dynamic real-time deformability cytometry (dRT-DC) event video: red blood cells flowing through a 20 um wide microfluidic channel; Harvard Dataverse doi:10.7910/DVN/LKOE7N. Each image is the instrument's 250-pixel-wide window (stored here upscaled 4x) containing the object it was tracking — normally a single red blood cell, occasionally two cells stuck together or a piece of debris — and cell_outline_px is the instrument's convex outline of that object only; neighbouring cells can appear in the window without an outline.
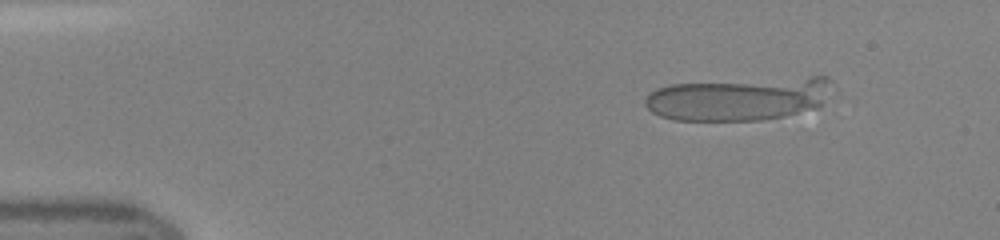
{"species": "human", "species_latin": "Homo sapiens", "temperature_condition": "room temperature", "stored_images_in_passage": 17, "camera_frame_rate_fps": 3000, "um_per_image_px": 0.085, "donor": {"sex": "female"}, "frame": {"image": 1, "passage_image": 6, "time_ms": 1.667, "image_size_px": [1000, 240], "cell_outline_px": [[836, 92], [820, 108], [784, 116], [764, 120], [672, 120], [660, 116], [652, 112], [644, 104], [644, 96], [656, 88], [672, 84], [812, 76], [828, 76], [832, 80], [836, 88]], "centroid_in_image_um": [62.95, 8.39], "position_along_channel_um": 22.1, "area_um2": 48.26}}
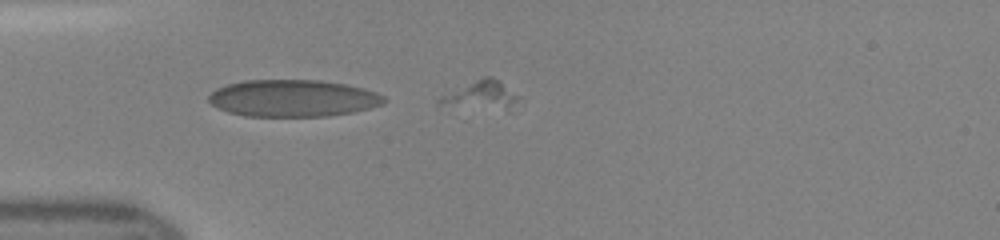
{"frame": {"image": 2, "passage_image": 14, "time_ms": 4.333, "image_size_px": [1000, 240], "cell_outline_px": [[388, 100], [384, 104], [352, 112], [328, 116], [244, 116], [228, 112], [212, 104], [208, 100], [208, 96], [216, 88], [228, 84], [244, 80], [320, 80], [344, 84], [364, 88], [376, 92], [384, 96]], "centroid_in_image_um": [24.91, 8.35], "position_along_channel_um": 60.1, "area_um2": 37.8}}